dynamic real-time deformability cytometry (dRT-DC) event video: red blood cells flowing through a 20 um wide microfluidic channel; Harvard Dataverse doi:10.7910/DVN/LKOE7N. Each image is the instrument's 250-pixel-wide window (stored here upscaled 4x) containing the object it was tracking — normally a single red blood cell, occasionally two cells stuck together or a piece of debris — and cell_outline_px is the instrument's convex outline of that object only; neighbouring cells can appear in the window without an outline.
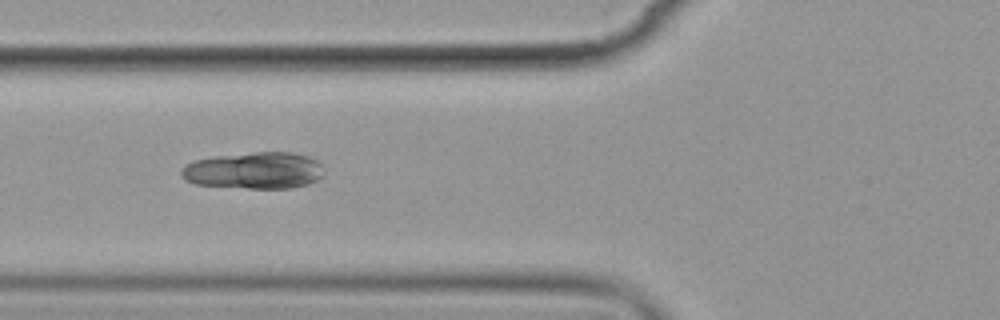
{"species": "common noctule bat (a hibernating species)", "species_latin": "Nyctalus noctula", "temperature_condition": "cold", "stored_images_in_passage": 7, "camera_frame_rate_fps": 3000, "um_per_image_px": 0.085, "animal": {"sex": "female", "body_mass_g": 19.9}, "frame": {"image": 1, "passage_image": 6, "time_ms": 5.667, "image_size_px": [1000, 320], "cell_outline_px": [[324, 176], [308, 184], [292, 188], [248, 188], [192, 184], [184, 180], [180, 172], [184, 164], [192, 160], [216, 156], [256, 152], [292, 152], [308, 156], [316, 160], [324, 168]], "centroid_in_image_um": [21.59, 14.49], "position_along_channel_um": 104.2, "area_um2": 30.87}}
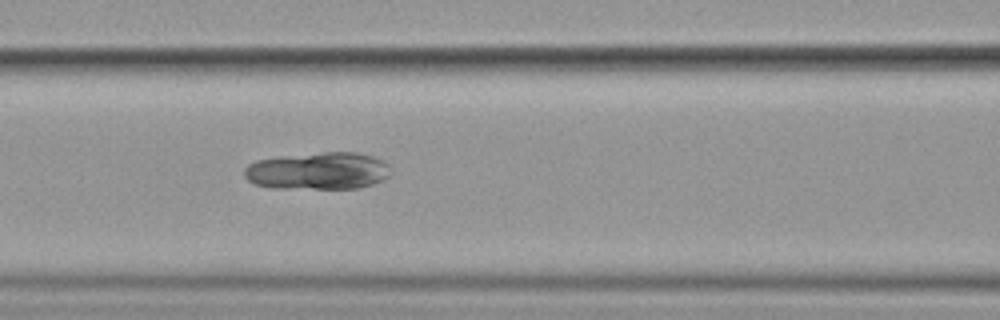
{"frame": {"image": 2, "passage_image": 7, "time_ms": 6.667, "image_size_px": [1000, 320], "cell_outline_px": [[388, 176], [372, 184], [360, 188], [272, 188], [256, 184], [248, 180], [244, 176], [244, 168], [248, 164], [256, 160], [280, 156], [324, 152], [356, 152], [372, 156], [388, 164]], "centroid_in_image_um": [26.98, 14.52], "position_along_channel_um": 139.6, "area_um2": 31.67}}